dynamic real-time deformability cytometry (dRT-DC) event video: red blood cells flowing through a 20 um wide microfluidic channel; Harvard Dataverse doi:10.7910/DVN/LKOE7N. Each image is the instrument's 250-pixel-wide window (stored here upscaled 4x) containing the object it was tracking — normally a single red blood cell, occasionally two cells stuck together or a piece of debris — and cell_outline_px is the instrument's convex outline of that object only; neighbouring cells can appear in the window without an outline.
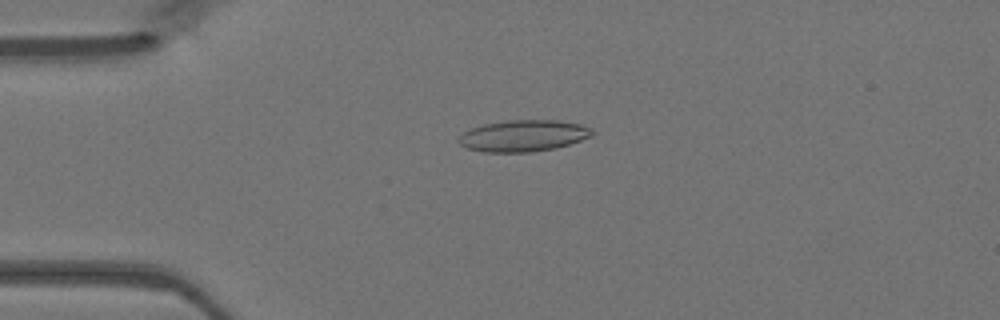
{"species": "Egyptian fruit bat (a non-hibernating species)", "species_latin": "Rousettus aegyptiacus", "temperature_condition": "warm", "stored_images_in_passage": 47, "camera_frame_rate_fps": 3000, "um_per_image_px": 0.085, "animal": {"sex": "female"}, "frame": {"image": 1, "passage_image": 11, "time_ms": 3.333, "image_size_px": [1000, 320], "cell_outline_px": [[596, 132], [592, 136], [556, 148], [528, 152], [484, 152], [468, 148], [460, 144], [456, 140], [464, 132], [472, 128], [484, 124], [508, 120], [556, 120], [580, 124], [592, 128]], "centroid_in_image_um": [44.5, 11.53], "position_along_channel_um": 40.5, "area_um2": 24.45}}
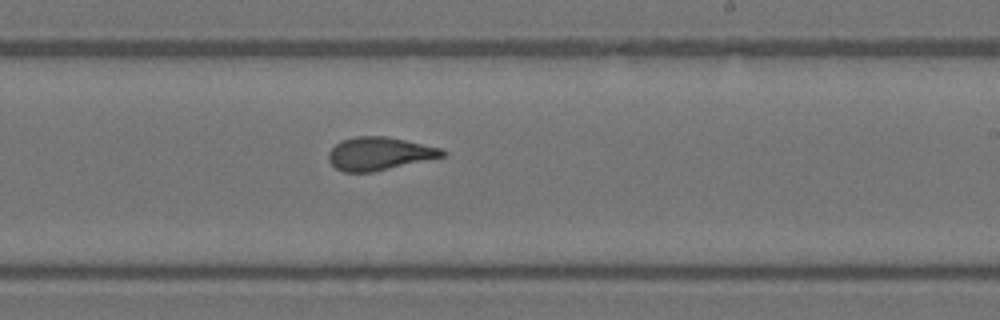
{"frame": {"image": 2, "passage_image": 28, "time_ms": 9.0, "image_size_px": [1000, 320], "cell_outline_px": [[448, 156], [372, 172], [344, 172], [336, 168], [328, 160], [328, 152], [340, 140], [356, 136], [388, 136], [444, 148], [448, 152]], "centroid_in_image_um": [32.31, 13.05], "position_along_channel_um": 256.7, "area_um2": 22.31}}
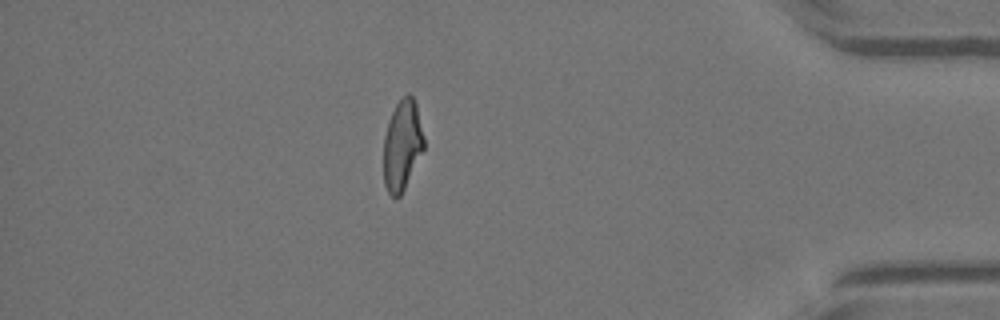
{"frame": {"image": 3, "passage_image": 41, "time_ms": 13.333, "image_size_px": [1000, 320], "cell_outline_px": [[424, 148], [400, 196], [396, 200], [388, 192], [384, 184], [384, 136], [388, 120], [396, 104], [408, 92], [412, 96], [416, 104], [424, 136]], "centroid_in_image_um": [34.18, 12.33], "position_along_channel_um": 401.0, "area_um2": 21.1}}